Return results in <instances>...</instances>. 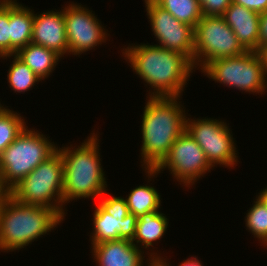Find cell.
I'll return each instance as SVG.
<instances>
[{
	"label": "cell",
	"instance_id": "1",
	"mask_svg": "<svg viewBox=\"0 0 267 266\" xmlns=\"http://www.w3.org/2000/svg\"><path fill=\"white\" fill-rule=\"evenodd\" d=\"M120 50L132 71L149 86L146 97H182L191 73L196 70L181 53L148 42L128 44Z\"/></svg>",
	"mask_w": 267,
	"mask_h": 266
},
{
	"label": "cell",
	"instance_id": "2",
	"mask_svg": "<svg viewBox=\"0 0 267 266\" xmlns=\"http://www.w3.org/2000/svg\"><path fill=\"white\" fill-rule=\"evenodd\" d=\"M147 98L140 125V163L142 169H155L185 131L187 114L180 96Z\"/></svg>",
	"mask_w": 267,
	"mask_h": 266
},
{
	"label": "cell",
	"instance_id": "3",
	"mask_svg": "<svg viewBox=\"0 0 267 266\" xmlns=\"http://www.w3.org/2000/svg\"><path fill=\"white\" fill-rule=\"evenodd\" d=\"M92 131L90 136L76 146L57 147L63 159V207L64 219L67 214L65 205L73 200L100 198L109 191L102 158H100V137Z\"/></svg>",
	"mask_w": 267,
	"mask_h": 266
},
{
	"label": "cell",
	"instance_id": "4",
	"mask_svg": "<svg viewBox=\"0 0 267 266\" xmlns=\"http://www.w3.org/2000/svg\"><path fill=\"white\" fill-rule=\"evenodd\" d=\"M55 209L17 201L9 192L0 205V251L15 252L58 228Z\"/></svg>",
	"mask_w": 267,
	"mask_h": 266
},
{
	"label": "cell",
	"instance_id": "5",
	"mask_svg": "<svg viewBox=\"0 0 267 266\" xmlns=\"http://www.w3.org/2000/svg\"><path fill=\"white\" fill-rule=\"evenodd\" d=\"M28 126L0 155V186L9 192L40 163L56 151L58 144ZM50 140V141H49ZM57 144V145H56Z\"/></svg>",
	"mask_w": 267,
	"mask_h": 266
},
{
	"label": "cell",
	"instance_id": "6",
	"mask_svg": "<svg viewBox=\"0 0 267 266\" xmlns=\"http://www.w3.org/2000/svg\"><path fill=\"white\" fill-rule=\"evenodd\" d=\"M63 188V159L56 151L14 186L9 193L17 201L53 208L64 218Z\"/></svg>",
	"mask_w": 267,
	"mask_h": 266
},
{
	"label": "cell",
	"instance_id": "7",
	"mask_svg": "<svg viewBox=\"0 0 267 266\" xmlns=\"http://www.w3.org/2000/svg\"><path fill=\"white\" fill-rule=\"evenodd\" d=\"M201 72L215 83L245 93L263 95L267 92V78L262 60L255 51H246L236 57L213 60Z\"/></svg>",
	"mask_w": 267,
	"mask_h": 266
},
{
	"label": "cell",
	"instance_id": "8",
	"mask_svg": "<svg viewBox=\"0 0 267 266\" xmlns=\"http://www.w3.org/2000/svg\"><path fill=\"white\" fill-rule=\"evenodd\" d=\"M168 169L174 181L190 188L211 171L213 167L207 161L205 153L197 142L185 130L173 143L167 156L155 169H143L146 177L152 181L157 175ZM156 176V177H155ZM202 176V177H201ZM152 178V179H151Z\"/></svg>",
	"mask_w": 267,
	"mask_h": 266
},
{
	"label": "cell",
	"instance_id": "9",
	"mask_svg": "<svg viewBox=\"0 0 267 266\" xmlns=\"http://www.w3.org/2000/svg\"><path fill=\"white\" fill-rule=\"evenodd\" d=\"M245 52L222 16L203 15L194 28V68L199 71L213 60Z\"/></svg>",
	"mask_w": 267,
	"mask_h": 266
},
{
	"label": "cell",
	"instance_id": "10",
	"mask_svg": "<svg viewBox=\"0 0 267 266\" xmlns=\"http://www.w3.org/2000/svg\"><path fill=\"white\" fill-rule=\"evenodd\" d=\"M186 116L185 130L202 148L207 161L214 168L216 165L235 168L239 162L235 138L225 120Z\"/></svg>",
	"mask_w": 267,
	"mask_h": 266
},
{
	"label": "cell",
	"instance_id": "11",
	"mask_svg": "<svg viewBox=\"0 0 267 266\" xmlns=\"http://www.w3.org/2000/svg\"><path fill=\"white\" fill-rule=\"evenodd\" d=\"M98 199L92 218L90 232L91 244L104 241L127 239L132 241L135 236L137 217L129 212L124 197L106 195Z\"/></svg>",
	"mask_w": 267,
	"mask_h": 266
},
{
	"label": "cell",
	"instance_id": "12",
	"mask_svg": "<svg viewBox=\"0 0 267 266\" xmlns=\"http://www.w3.org/2000/svg\"><path fill=\"white\" fill-rule=\"evenodd\" d=\"M86 6L73 1L64 5L69 55L79 57L97 46L99 48V45L101 46L109 39L110 34L106 26H103L93 11Z\"/></svg>",
	"mask_w": 267,
	"mask_h": 266
},
{
	"label": "cell",
	"instance_id": "13",
	"mask_svg": "<svg viewBox=\"0 0 267 266\" xmlns=\"http://www.w3.org/2000/svg\"><path fill=\"white\" fill-rule=\"evenodd\" d=\"M146 15L159 47L181 53L194 65V28L180 22L153 0H144Z\"/></svg>",
	"mask_w": 267,
	"mask_h": 266
},
{
	"label": "cell",
	"instance_id": "14",
	"mask_svg": "<svg viewBox=\"0 0 267 266\" xmlns=\"http://www.w3.org/2000/svg\"><path fill=\"white\" fill-rule=\"evenodd\" d=\"M62 8L61 10H47L40 14L34 11L31 43L44 46L55 51L61 57H64V55H69V47L66 35L64 7Z\"/></svg>",
	"mask_w": 267,
	"mask_h": 266
},
{
	"label": "cell",
	"instance_id": "15",
	"mask_svg": "<svg viewBox=\"0 0 267 266\" xmlns=\"http://www.w3.org/2000/svg\"><path fill=\"white\" fill-rule=\"evenodd\" d=\"M93 262L98 266H144V260H148V266L156 264L150 258H146L143 252L130 240L120 239L91 244Z\"/></svg>",
	"mask_w": 267,
	"mask_h": 266
},
{
	"label": "cell",
	"instance_id": "16",
	"mask_svg": "<svg viewBox=\"0 0 267 266\" xmlns=\"http://www.w3.org/2000/svg\"><path fill=\"white\" fill-rule=\"evenodd\" d=\"M222 17L246 51L259 50L260 14L258 12L231 2Z\"/></svg>",
	"mask_w": 267,
	"mask_h": 266
},
{
	"label": "cell",
	"instance_id": "17",
	"mask_svg": "<svg viewBox=\"0 0 267 266\" xmlns=\"http://www.w3.org/2000/svg\"><path fill=\"white\" fill-rule=\"evenodd\" d=\"M169 224L168 217L160 211H152L137 218L136 231L133 240L131 241L136 247L145 252L148 258L157 264L163 256L153 249L154 244L160 241L167 232ZM159 240V241H158ZM152 247V248H151ZM151 249L152 252H149ZM158 253V254H157ZM161 255V256H160Z\"/></svg>",
	"mask_w": 267,
	"mask_h": 266
},
{
	"label": "cell",
	"instance_id": "18",
	"mask_svg": "<svg viewBox=\"0 0 267 266\" xmlns=\"http://www.w3.org/2000/svg\"><path fill=\"white\" fill-rule=\"evenodd\" d=\"M34 11L30 7L9 1L10 55L31 43Z\"/></svg>",
	"mask_w": 267,
	"mask_h": 266
},
{
	"label": "cell",
	"instance_id": "19",
	"mask_svg": "<svg viewBox=\"0 0 267 266\" xmlns=\"http://www.w3.org/2000/svg\"><path fill=\"white\" fill-rule=\"evenodd\" d=\"M15 55L43 81L52 76L58 62L62 59L55 51L33 43L19 49Z\"/></svg>",
	"mask_w": 267,
	"mask_h": 266
},
{
	"label": "cell",
	"instance_id": "20",
	"mask_svg": "<svg viewBox=\"0 0 267 266\" xmlns=\"http://www.w3.org/2000/svg\"><path fill=\"white\" fill-rule=\"evenodd\" d=\"M149 184L139 185L130 190L128 196L125 197L129 212L140 218L142 215L160 211L161 195L154 186Z\"/></svg>",
	"mask_w": 267,
	"mask_h": 266
},
{
	"label": "cell",
	"instance_id": "21",
	"mask_svg": "<svg viewBox=\"0 0 267 266\" xmlns=\"http://www.w3.org/2000/svg\"><path fill=\"white\" fill-rule=\"evenodd\" d=\"M7 60L8 58L13 59L7 74V83H9V88H11L14 93H25L30 91L32 87L36 86L38 82H43L39 79L35 73L15 54L6 55L0 57V59ZM30 89V90H29Z\"/></svg>",
	"mask_w": 267,
	"mask_h": 266
},
{
	"label": "cell",
	"instance_id": "22",
	"mask_svg": "<svg viewBox=\"0 0 267 266\" xmlns=\"http://www.w3.org/2000/svg\"><path fill=\"white\" fill-rule=\"evenodd\" d=\"M177 20L195 28L203 16L199 0H153Z\"/></svg>",
	"mask_w": 267,
	"mask_h": 266
},
{
	"label": "cell",
	"instance_id": "23",
	"mask_svg": "<svg viewBox=\"0 0 267 266\" xmlns=\"http://www.w3.org/2000/svg\"><path fill=\"white\" fill-rule=\"evenodd\" d=\"M21 114L7 108L0 113V155L27 126Z\"/></svg>",
	"mask_w": 267,
	"mask_h": 266
},
{
	"label": "cell",
	"instance_id": "24",
	"mask_svg": "<svg viewBox=\"0 0 267 266\" xmlns=\"http://www.w3.org/2000/svg\"><path fill=\"white\" fill-rule=\"evenodd\" d=\"M244 218L246 230L267 247V206L256 197Z\"/></svg>",
	"mask_w": 267,
	"mask_h": 266
},
{
	"label": "cell",
	"instance_id": "25",
	"mask_svg": "<svg viewBox=\"0 0 267 266\" xmlns=\"http://www.w3.org/2000/svg\"><path fill=\"white\" fill-rule=\"evenodd\" d=\"M10 55L9 2L0 3V57Z\"/></svg>",
	"mask_w": 267,
	"mask_h": 266
},
{
	"label": "cell",
	"instance_id": "26",
	"mask_svg": "<svg viewBox=\"0 0 267 266\" xmlns=\"http://www.w3.org/2000/svg\"><path fill=\"white\" fill-rule=\"evenodd\" d=\"M203 15L222 16L232 0H199Z\"/></svg>",
	"mask_w": 267,
	"mask_h": 266
},
{
	"label": "cell",
	"instance_id": "27",
	"mask_svg": "<svg viewBox=\"0 0 267 266\" xmlns=\"http://www.w3.org/2000/svg\"><path fill=\"white\" fill-rule=\"evenodd\" d=\"M232 2L259 14L267 12V0H232Z\"/></svg>",
	"mask_w": 267,
	"mask_h": 266
},
{
	"label": "cell",
	"instance_id": "28",
	"mask_svg": "<svg viewBox=\"0 0 267 266\" xmlns=\"http://www.w3.org/2000/svg\"><path fill=\"white\" fill-rule=\"evenodd\" d=\"M259 45H267V12L261 13L259 18Z\"/></svg>",
	"mask_w": 267,
	"mask_h": 266
},
{
	"label": "cell",
	"instance_id": "29",
	"mask_svg": "<svg viewBox=\"0 0 267 266\" xmlns=\"http://www.w3.org/2000/svg\"><path fill=\"white\" fill-rule=\"evenodd\" d=\"M167 258L163 257L158 263V266H171L169 261L167 262ZM177 266H203L201 260L199 261L198 257L191 256L190 258L184 259L179 265Z\"/></svg>",
	"mask_w": 267,
	"mask_h": 266
},
{
	"label": "cell",
	"instance_id": "30",
	"mask_svg": "<svg viewBox=\"0 0 267 266\" xmlns=\"http://www.w3.org/2000/svg\"><path fill=\"white\" fill-rule=\"evenodd\" d=\"M257 53L259 54L261 60H262V64H263V68H264V72L267 78V45H263L259 48V50L257 51Z\"/></svg>",
	"mask_w": 267,
	"mask_h": 266
},
{
	"label": "cell",
	"instance_id": "31",
	"mask_svg": "<svg viewBox=\"0 0 267 266\" xmlns=\"http://www.w3.org/2000/svg\"><path fill=\"white\" fill-rule=\"evenodd\" d=\"M256 197L267 206V186L263 190L261 189Z\"/></svg>",
	"mask_w": 267,
	"mask_h": 266
},
{
	"label": "cell",
	"instance_id": "32",
	"mask_svg": "<svg viewBox=\"0 0 267 266\" xmlns=\"http://www.w3.org/2000/svg\"><path fill=\"white\" fill-rule=\"evenodd\" d=\"M8 194V192H6L5 190H3L0 186V196H6Z\"/></svg>",
	"mask_w": 267,
	"mask_h": 266
},
{
	"label": "cell",
	"instance_id": "33",
	"mask_svg": "<svg viewBox=\"0 0 267 266\" xmlns=\"http://www.w3.org/2000/svg\"><path fill=\"white\" fill-rule=\"evenodd\" d=\"M6 108H7V105H6V107H5V106L2 105L1 102H0V113H1L2 111H4Z\"/></svg>",
	"mask_w": 267,
	"mask_h": 266
},
{
	"label": "cell",
	"instance_id": "34",
	"mask_svg": "<svg viewBox=\"0 0 267 266\" xmlns=\"http://www.w3.org/2000/svg\"><path fill=\"white\" fill-rule=\"evenodd\" d=\"M5 196H0V205L2 204V201L4 200Z\"/></svg>",
	"mask_w": 267,
	"mask_h": 266
},
{
	"label": "cell",
	"instance_id": "35",
	"mask_svg": "<svg viewBox=\"0 0 267 266\" xmlns=\"http://www.w3.org/2000/svg\"><path fill=\"white\" fill-rule=\"evenodd\" d=\"M11 0H0V3H3V2H9Z\"/></svg>",
	"mask_w": 267,
	"mask_h": 266
}]
</instances>
